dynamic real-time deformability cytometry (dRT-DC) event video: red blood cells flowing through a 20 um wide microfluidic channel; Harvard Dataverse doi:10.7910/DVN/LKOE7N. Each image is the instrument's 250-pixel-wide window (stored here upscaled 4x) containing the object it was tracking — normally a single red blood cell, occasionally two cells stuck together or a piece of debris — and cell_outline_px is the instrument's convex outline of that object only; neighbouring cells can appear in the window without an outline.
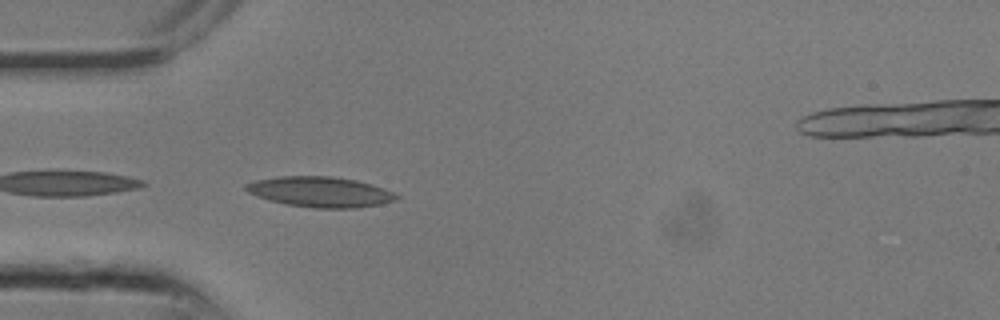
{"species": "common noctule bat (a hibernating species)", "species_latin": "Nyctalus noctula", "temperature_condition": "room temperature", "stored_images_in_passage": 2, "camera_frame_rate_fps": 3000, "um_per_image_px": 0.085, "animal": {"sex": "male", "body_mass_g": 13.3}, "frame": {"image": 1, "passage_image": 2, "time_ms": 0.333, "image_size_px": [1000, 320], "cell_outline_px": [[400, 196], [396, 200], [380, 204], [360, 208], [312, 208], [288, 204], [268, 200], [256, 196], [248, 192], [244, 188], [244, 184], [256, 180], [280, 176], [332, 176], [356, 180], [372, 184], [384, 188]], "centroid_in_image_um": [27.22, 16.31], "position_along_channel_um": 57.8, "area_um2": 26.76}}